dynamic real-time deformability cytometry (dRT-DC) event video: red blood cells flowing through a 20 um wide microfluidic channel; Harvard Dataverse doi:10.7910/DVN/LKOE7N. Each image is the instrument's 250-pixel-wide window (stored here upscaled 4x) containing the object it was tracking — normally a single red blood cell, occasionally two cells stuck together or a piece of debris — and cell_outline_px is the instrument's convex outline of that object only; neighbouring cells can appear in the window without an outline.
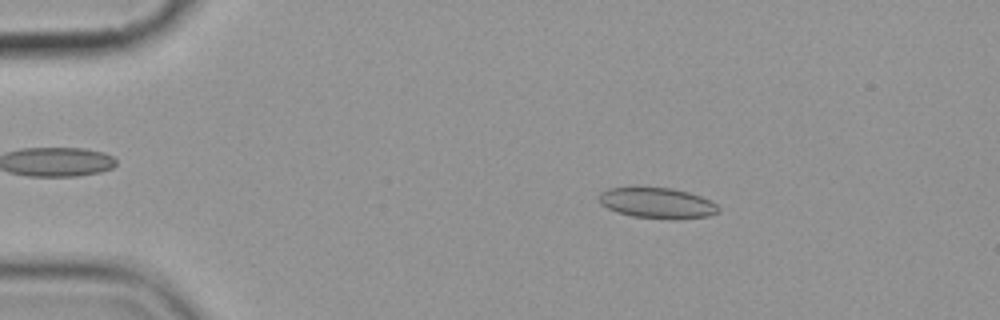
{"species": "common noctule bat (a hibernating species)", "species_latin": "Nyctalus noctula", "temperature_condition": "cold", "stored_images_in_passage": 4, "camera_frame_rate_fps": 3000, "um_per_image_px": 0.085, "animal": {"sex": "female", "body_mass_g": 19.9}, "frame": {"image": 1, "passage_image": 3, "time_ms": 2.333, "image_size_px": [1000, 320], "cell_outline_px": [[720, 212], [708, 216], [676, 220], [632, 216], [616, 212], [600, 204], [600, 192], [608, 188], [636, 184], [672, 188], [688, 192], [700, 196], [716, 204], [720, 208]], "centroid_in_image_um": [55.82, 17.22], "position_along_channel_um": 29.2, "area_um2": 22.2}}